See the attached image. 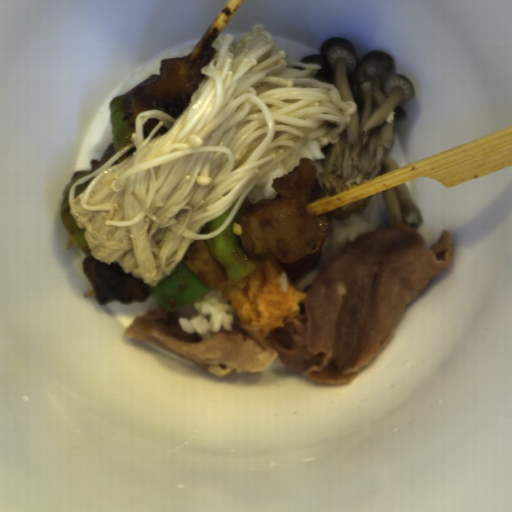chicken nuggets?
Returning a JSON list of instances; mask_svg holds the SVG:
<instances>
[{
    "mask_svg": "<svg viewBox=\"0 0 512 512\" xmlns=\"http://www.w3.org/2000/svg\"><path fill=\"white\" fill-rule=\"evenodd\" d=\"M217 52L213 45L204 50L195 62L185 56L165 58L161 60L159 74L148 77L124 95L130 112L124 120L133 127L134 133L137 115L148 109L161 110L179 119L206 76L201 72L202 67L207 66Z\"/></svg>",
    "mask_w": 512,
    "mask_h": 512,
    "instance_id": "chicken-nuggets-2",
    "label": "chicken nuggets"
},
{
    "mask_svg": "<svg viewBox=\"0 0 512 512\" xmlns=\"http://www.w3.org/2000/svg\"><path fill=\"white\" fill-rule=\"evenodd\" d=\"M159 122L160 121L157 118L152 117L145 122V124L143 125L144 138L147 139L150 136V134L156 128Z\"/></svg>",
    "mask_w": 512,
    "mask_h": 512,
    "instance_id": "chicken-nuggets-6",
    "label": "chicken nuggets"
},
{
    "mask_svg": "<svg viewBox=\"0 0 512 512\" xmlns=\"http://www.w3.org/2000/svg\"><path fill=\"white\" fill-rule=\"evenodd\" d=\"M181 262L190 268L209 288L228 282V277L208 247L206 240H193Z\"/></svg>",
    "mask_w": 512,
    "mask_h": 512,
    "instance_id": "chicken-nuggets-4",
    "label": "chicken nuggets"
},
{
    "mask_svg": "<svg viewBox=\"0 0 512 512\" xmlns=\"http://www.w3.org/2000/svg\"><path fill=\"white\" fill-rule=\"evenodd\" d=\"M117 153L114 143L107 146L106 150L102 154L100 160L93 159L90 163L89 171L92 173L98 169L102 164H104L107 160H109L113 155Z\"/></svg>",
    "mask_w": 512,
    "mask_h": 512,
    "instance_id": "chicken-nuggets-5",
    "label": "chicken nuggets"
},
{
    "mask_svg": "<svg viewBox=\"0 0 512 512\" xmlns=\"http://www.w3.org/2000/svg\"><path fill=\"white\" fill-rule=\"evenodd\" d=\"M325 216H311L295 198L260 199L235 223L234 236L251 260L294 262L313 251L328 232Z\"/></svg>",
    "mask_w": 512,
    "mask_h": 512,
    "instance_id": "chicken-nuggets-1",
    "label": "chicken nuggets"
},
{
    "mask_svg": "<svg viewBox=\"0 0 512 512\" xmlns=\"http://www.w3.org/2000/svg\"><path fill=\"white\" fill-rule=\"evenodd\" d=\"M81 266L93 296L100 304L119 301L128 306L134 302H145L151 296L148 283L134 277L131 272L126 273L119 262L108 265L91 256L86 257Z\"/></svg>",
    "mask_w": 512,
    "mask_h": 512,
    "instance_id": "chicken-nuggets-3",
    "label": "chicken nuggets"
}]
</instances>
